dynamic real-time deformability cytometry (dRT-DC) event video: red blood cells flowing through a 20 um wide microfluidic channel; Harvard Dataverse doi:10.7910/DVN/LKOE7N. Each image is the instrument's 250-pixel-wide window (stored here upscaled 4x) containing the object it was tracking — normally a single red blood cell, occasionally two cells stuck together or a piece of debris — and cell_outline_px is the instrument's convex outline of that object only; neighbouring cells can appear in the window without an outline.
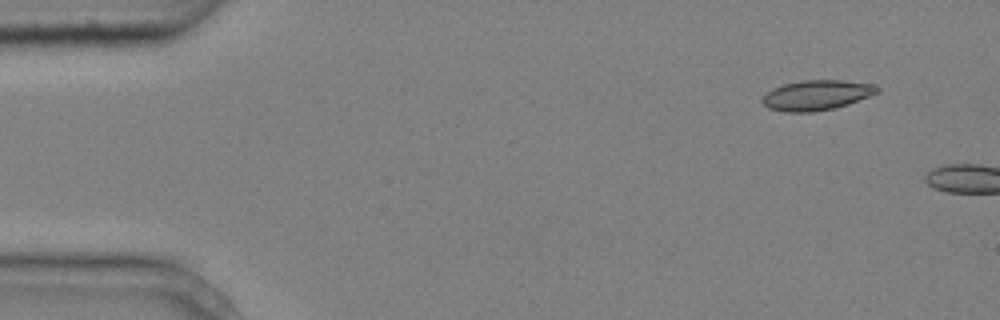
{"species": "common noctule bat (a hibernating species)", "species_latin": "Nyctalus noctula", "temperature_condition": "cold", "stored_images_in_passage": 2, "camera_frame_rate_fps": 3000, "um_per_image_px": 0.085, "animal": {"sex": "male", "body_mass_g": 20.4}, "frame": {"image": 1, "passage_image": 1, "time_ms": 0.0, "image_size_px": [1000, 320], "cell_outline_px": [[880, 92], [848, 104], [832, 108], [812, 112], [784, 112], [768, 108], [760, 100], [772, 88], [784, 84], [800, 80], [844, 80], [872, 84], [880, 88]], "centroid_in_image_um": [69.4, 8.08], "position_along_channel_um": 15.6, "area_um2": 20.11}}